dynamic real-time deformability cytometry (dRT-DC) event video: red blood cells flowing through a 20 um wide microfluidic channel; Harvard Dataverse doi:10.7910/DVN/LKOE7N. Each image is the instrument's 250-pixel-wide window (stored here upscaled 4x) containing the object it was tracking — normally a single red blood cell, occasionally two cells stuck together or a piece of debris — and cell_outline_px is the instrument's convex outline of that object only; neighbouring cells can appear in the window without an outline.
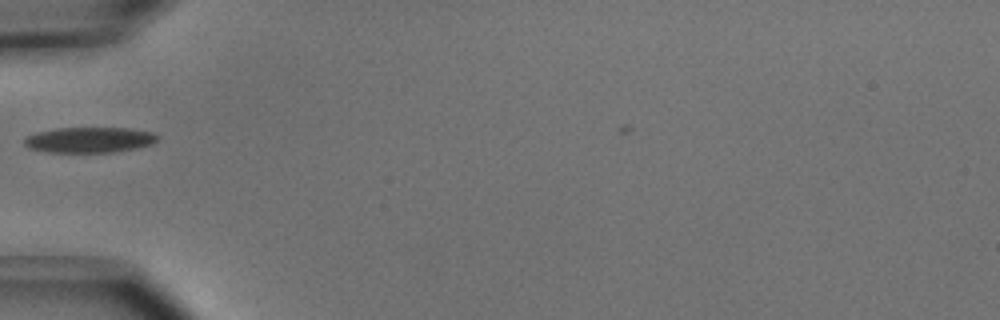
{"species": "common noctule bat (a hibernating species)", "species_latin": "Nyctalus noctula", "temperature_condition": "cold", "stored_images_in_passage": 27, "camera_frame_rate_fps": 3000, "um_per_image_px": 0.085, "animal": {"sex": "male", "body_mass_g": 15.6}, "frame": {"image": 1, "passage_image": 3, "time_ms": 0.667, "image_size_px": [1000, 320], "cell_outline_px": [[160, 136], [152, 144], [136, 148], [116, 152], [48, 152], [28, 148], [24, 144], [24, 136], [36, 132], [56, 128], [128, 128], [152, 132]], "centroid_in_image_um": [7.57, 11.89], "position_along_channel_um": 77.4, "area_um2": 19.94}}
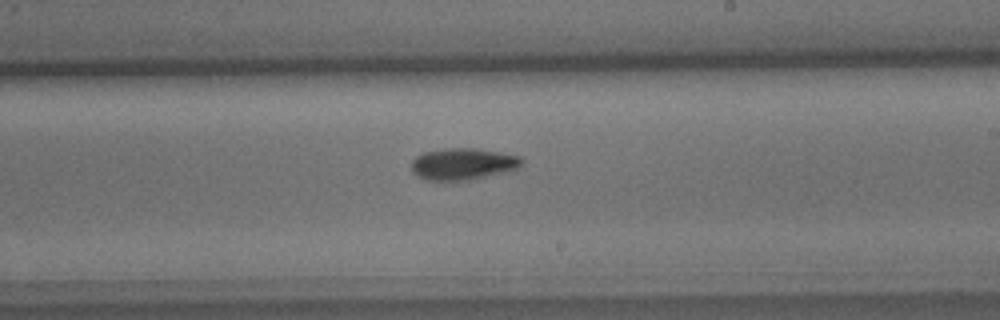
{"frame": {"image": 2, "passage_image": 16, "time_ms": 5.0, "image_size_px": [1000, 320], "cell_outline_px": [[524, 160], [516, 168], [468, 180], [428, 180], [412, 172], [412, 160], [416, 156], [424, 152], [444, 148], [476, 148], [500, 152], [520, 156]], "centroid_in_image_um": [39.31, 13.91], "position_along_channel_um": 249.7, "area_um2": 20.0}}
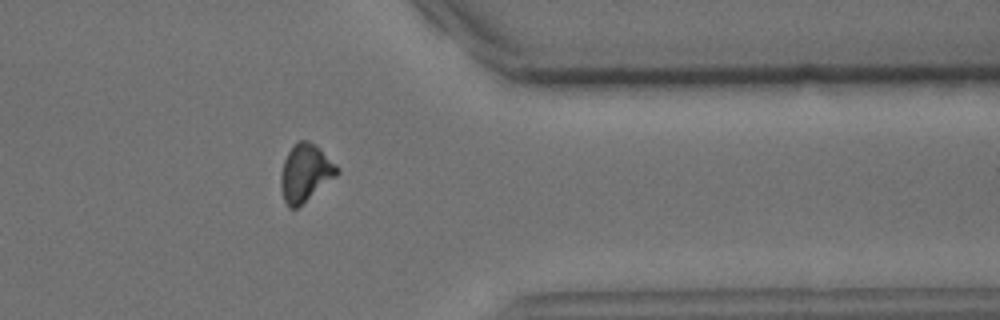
{"frame": {"image": 3, "passage_image": 27, "time_ms": 8.667, "image_size_px": [1000, 320], "cell_outline_px": [[340, 172], [336, 176], [296, 208], [288, 208], [284, 200], [280, 184], [280, 172], [284, 160], [288, 152], [300, 140], [308, 140], [320, 148], [340, 168]], "centroid_in_image_um": [25.95, 14.68], "position_along_channel_um": 385.4, "area_um2": 18.61}, "authors_computed_cell_mechanics": {"area_um2": 19.941, "velocity_mm_per_s": 3.9566, "shape_relaxation_time_tau1_ms": 2.2407, "shape_relaxation_time_tau2_ms": null, "deformation_change_tau1": 0.1239, "deformation_change_tau2": null}}